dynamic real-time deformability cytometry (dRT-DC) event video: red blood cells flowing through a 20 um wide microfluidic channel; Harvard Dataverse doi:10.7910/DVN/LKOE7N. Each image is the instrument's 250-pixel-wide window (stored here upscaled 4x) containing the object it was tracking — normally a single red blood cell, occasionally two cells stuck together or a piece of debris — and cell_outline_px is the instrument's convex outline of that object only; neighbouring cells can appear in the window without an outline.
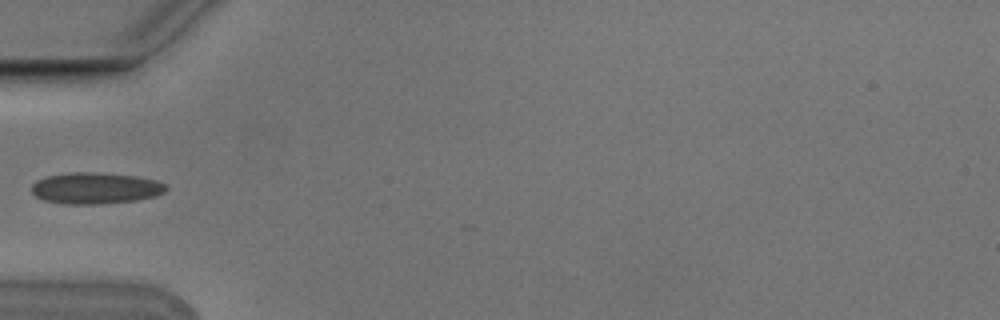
{"species": "Egyptian fruit bat (a non-hibernating species)", "species_latin": "Rousettus aegyptiacus", "temperature_condition": "cold", "stored_images_in_passage": 6, "camera_frame_rate_fps": 3000, "um_per_image_px": 0.085, "animal": {"sex": "male"}, "frame": {"image": 1, "passage_image": 5, "time_ms": 1.333, "image_size_px": [1000, 320], "cell_outline_px": [[168, 188], [164, 192], [156, 196], [136, 200], [100, 204], [64, 204], [44, 200], [36, 196], [32, 192], [32, 184], [36, 180], [48, 176], [68, 172], [92, 172], [136, 176], [156, 180], [168, 184]], "centroid_in_image_um": [8.13, 15.99], "position_along_channel_um": 76.9, "area_um2": 24.68}}